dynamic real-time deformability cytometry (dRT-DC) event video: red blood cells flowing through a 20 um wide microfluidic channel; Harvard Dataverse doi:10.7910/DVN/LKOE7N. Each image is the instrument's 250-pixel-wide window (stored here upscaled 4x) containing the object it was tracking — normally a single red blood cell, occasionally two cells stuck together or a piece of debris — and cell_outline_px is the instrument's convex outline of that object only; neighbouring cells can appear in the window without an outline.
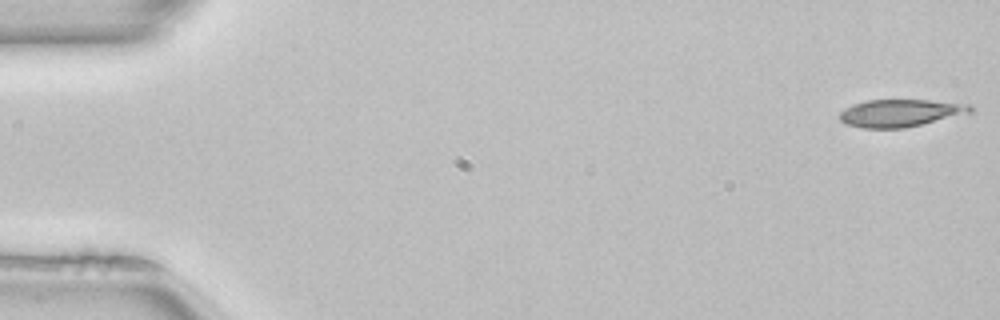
{"species": "common noctule bat (a hibernating species)", "species_latin": "Nyctalus noctula", "temperature_condition": "room temperature", "stored_images_in_passage": 5, "camera_frame_rate_fps": 3000, "um_per_image_px": 0.085, "animal": {"sex": "female", "body_mass_g": 22.7, "forearm_length_mm": 54.2}, "frame": {"image": 1, "passage_image": 1, "time_ms": 0.0, "image_size_px": [1000, 320], "cell_outline_px": [[972, 112], [904, 128], [864, 128], [848, 124], [840, 120], [840, 112], [852, 104], [868, 100], [928, 100], [968, 104], [972, 108]], "centroid_in_image_um": [76.5, 9.6], "position_along_channel_um": 8.5, "area_um2": 20.52}}